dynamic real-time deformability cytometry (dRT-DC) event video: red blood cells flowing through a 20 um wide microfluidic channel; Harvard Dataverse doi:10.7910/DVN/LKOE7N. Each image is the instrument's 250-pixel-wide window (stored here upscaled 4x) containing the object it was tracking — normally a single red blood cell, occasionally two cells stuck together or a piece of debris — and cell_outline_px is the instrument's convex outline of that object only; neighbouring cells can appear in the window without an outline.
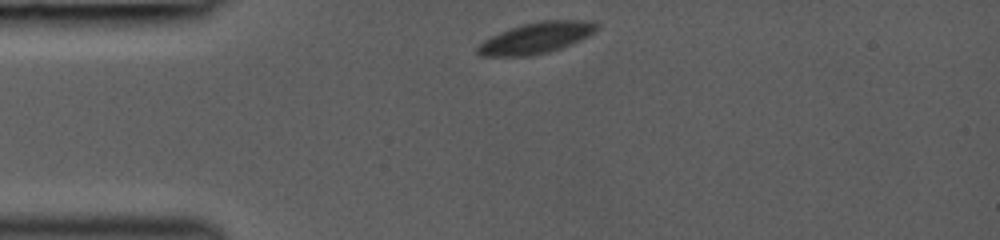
{"species": "common noctule bat (a hibernating species)", "species_latin": "Nyctalus noctula", "temperature_condition": "room temperature", "stored_images_in_passage": 36, "camera_frame_rate_fps": 3000, "um_per_image_px": 0.085, "animal": {"sex": "female", "body_mass_g": 19.0, "forearm_length_mm": 53.3}, "frame": {"image": 1, "passage_image": 1, "time_ms": 0.0, "image_size_px": [1000, 240], "cell_outline_px": [[600, 28], [596, 32], [572, 44], [548, 52], [532, 56], [480, 56], [476, 52], [476, 48], [484, 40], [508, 28], [524, 24], [544, 20], [592, 20], [600, 24]], "centroid_in_image_um": [45.63, 3.22], "position_along_channel_um": 39.4, "area_um2": 21.79}}
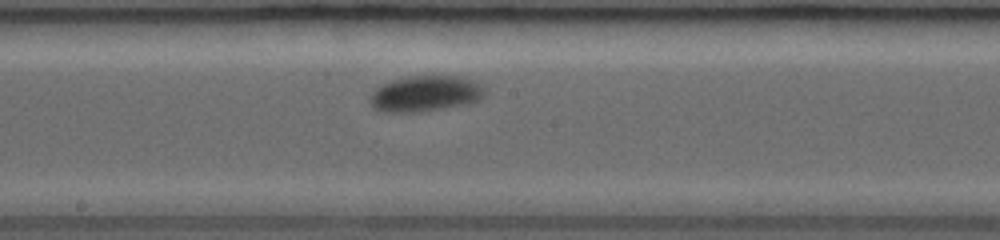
{"frame": {"image": 2, "passage_image": 14, "time_ms": 5.0, "image_size_px": [1000, 240], "cell_outline_px": [[484, 96], [480, 100], [468, 104], [424, 112], [380, 112], [372, 104], [368, 96], [380, 84], [392, 80], [408, 76], [456, 76], [472, 80], [480, 84], [484, 88]], "centroid_in_image_um": [36.14, 7.97], "position_along_channel_um": 212.1, "area_um2": 24.22}}
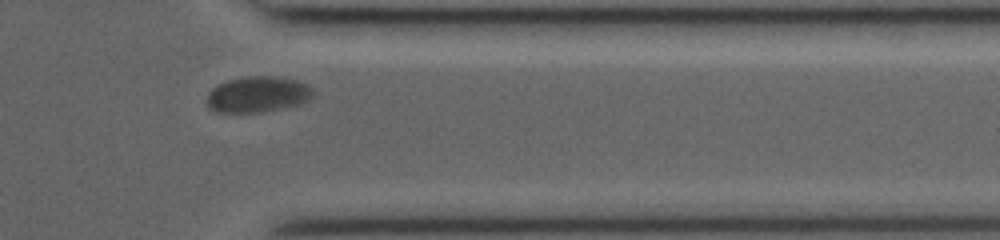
{"frame": {"image": 3, "passage_image": 30, "time_ms": 9.333, "image_size_px": [1000, 240], "cell_outline_px": [[316, 92], [308, 100], [300, 104], [260, 112], [216, 112], [208, 108], [208, 92], [216, 84], [228, 80], [248, 76], [276, 76], [296, 80], [308, 84]], "centroid_in_image_um": [21.91, 8.01], "position_along_channel_um": 389.5, "area_um2": 22.31}}